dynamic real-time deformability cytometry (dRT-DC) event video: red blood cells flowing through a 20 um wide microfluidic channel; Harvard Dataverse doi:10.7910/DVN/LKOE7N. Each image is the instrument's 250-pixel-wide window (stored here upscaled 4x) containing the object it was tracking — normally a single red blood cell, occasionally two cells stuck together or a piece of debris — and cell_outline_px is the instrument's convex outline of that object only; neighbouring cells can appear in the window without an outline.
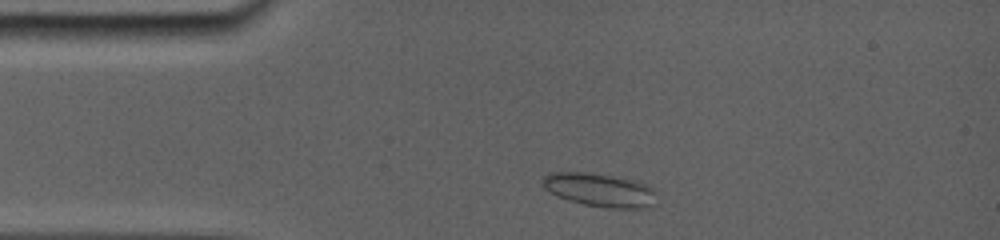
{"species": "common noctule bat (a hibernating species)", "species_latin": "Nyctalus noctula", "temperature_condition": "room temperature", "stored_images_in_passage": 14, "camera_frame_rate_fps": 5000, "um_per_image_px": 0.085, "animal": {"sex": "female", "body_mass_g": 19.0, "forearm_length_mm": 56.7}, "frame": {"image": 1, "passage_image": 2, "time_ms": 0.8, "image_size_px": [1000, 240], "cell_outline_px": [[656, 204], [652, 208], [608, 208], [584, 204], [568, 200], [556, 196], [548, 192], [540, 184], [540, 180], [548, 172], [584, 172], [612, 176], [632, 180], [656, 188]], "centroid_in_image_um": [50.97, 16.16], "position_along_channel_um": 34.0, "area_um2": 22.66}}
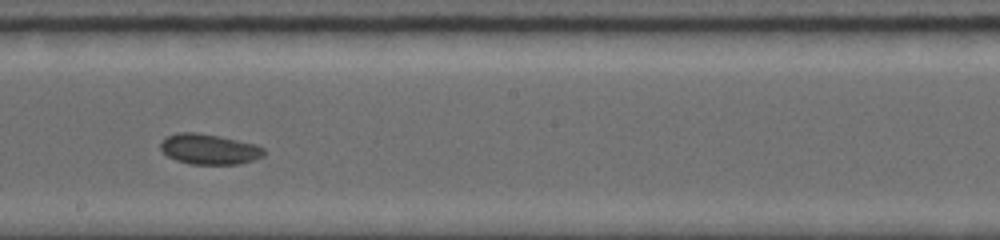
{"frame": {"image": 2, "passage_image": 8, "time_ms": 6.8, "image_size_px": [1000, 240], "cell_outline_px": [[264, 156], [240, 164], [188, 164], [176, 160], [168, 156], [160, 148], [160, 144], [168, 136], [176, 132], [196, 132], [256, 144], [264, 148]], "centroid_in_image_um": [17.78, 12.69], "position_along_channel_um": 230.4, "area_um2": 18.15}}
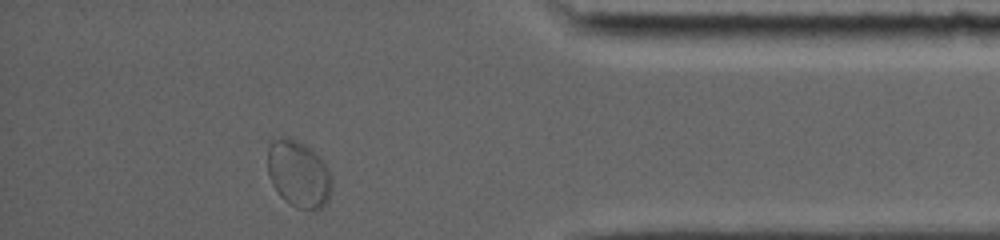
{"frame": {"image": 3, "passage_image": 13, "time_ms": 12.0, "image_size_px": [1000, 240], "cell_outline_px": [[332, 188], [328, 200], [320, 208], [296, 208], [284, 200], [276, 192], [272, 184], [268, 172], [268, 148], [272, 140], [280, 136], [284, 136], [296, 140], [304, 144], [320, 156], [324, 160], [332, 176]], "centroid_in_image_um": [25.38, 14.76], "position_along_channel_um": 409.8, "area_um2": 25.2}}